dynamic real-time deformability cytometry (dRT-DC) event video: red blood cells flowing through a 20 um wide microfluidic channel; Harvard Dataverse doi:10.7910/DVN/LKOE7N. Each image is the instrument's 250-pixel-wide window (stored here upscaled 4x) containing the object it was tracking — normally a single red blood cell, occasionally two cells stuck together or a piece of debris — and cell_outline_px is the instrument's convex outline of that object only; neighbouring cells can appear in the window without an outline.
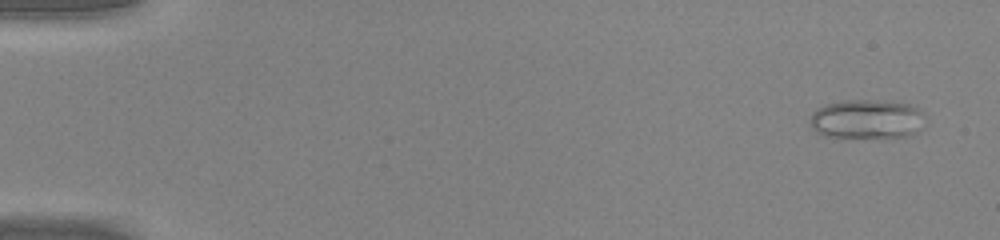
{"species": "common noctule bat (a hibernating species)", "species_latin": "Nyctalus noctula", "temperature_condition": "warm", "stored_images_in_passage": 49, "camera_frame_rate_fps": 3000, "um_per_image_px": 0.085, "animal": {"sex": "male", "body_mass_g": 20.0, "forearm_length_mm": 53.3}, "frame": {"image": 1, "passage_image": 3, "time_ms": 0.667, "image_size_px": [1000, 240], "cell_outline_px": [[924, 128], [908, 136], [824, 136], [816, 132], [812, 128], [808, 120], [812, 112], [816, 108], [824, 104], [844, 100], [868, 100], [908, 104], [916, 108], [920, 112]], "centroid_in_image_um": [73.6, 10.11], "position_along_channel_um": 11.4, "area_um2": 25.89}}
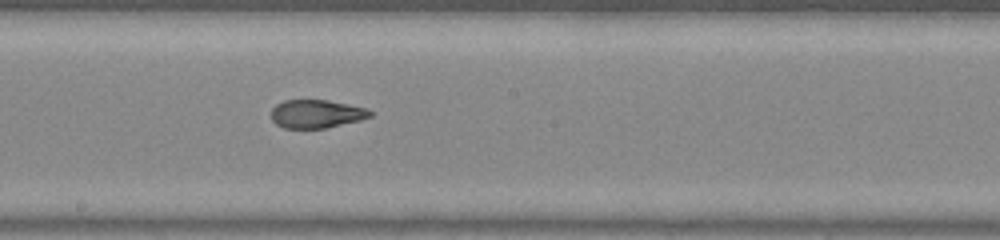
{"frame": {"image": 2, "passage_image": 28, "time_ms": 9.0, "image_size_px": [1000, 240], "cell_outline_px": [[372, 116], [360, 120], [324, 128], [284, 128], [276, 124], [272, 120], [272, 108], [276, 104], [284, 100], [328, 100], [368, 108], [372, 112]], "centroid_in_image_um": [26.9, 9.67], "position_along_channel_um": 221.3, "area_um2": 16.3}}
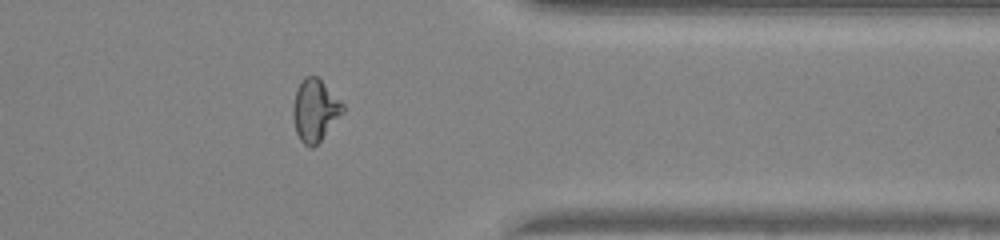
{"frame": {"image": 3, "passage_image": 40, "time_ms": 13.0, "image_size_px": [1000, 240], "cell_outline_px": [[344, 112], [320, 140], [312, 148], [308, 148], [300, 140], [296, 132], [292, 116], [292, 112], [296, 92], [304, 76], [316, 76], [344, 104]], "centroid_in_image_um": [26.76, 9.4], "position_along_channel_um": 384.6, "area_um2": 17.69}, "authors_computed_cell_mechanics": {"area_um2": 18.9006, "velocity_mm_per_s": 4.3217, "shape_relaxation_time_tau1_ms": null, "shape_relaxation_time_tau2_ms": 1.3883, "deformation_change_tau1": null, "deformation_change_tau2": 0.0846}}